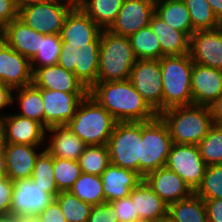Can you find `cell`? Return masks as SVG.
I'll return each instance as SVG.
<instances>
[{"label":"cell","mask_w":222,"mask_h":222,"mask_svg":"<svg viewBox=\"0 0 222 222\" xmlns=\"http://www.w3.org/2000/svg\"><path fill=\"white\" fill-rule=\"evenodd\" d=\"M88 94L117 122H148L158 116L129 80L97 81Z\"/></svg>","instance_id":"6da1fadb"},{"label":"cell","mask_w":222,"mask_h":222,"mask_svg":"<svg viewBox=\"0 0 222 222\" xmlns=\"http://www.w3.org/2000/svg\"><path fill=\"white\" fill-rule=\"evenodd\" d=\"M158 116L167 125L175 144L198 145L214 125L208 106L192 104L173 107Z\"/></svg>","instance_id":"7a4b0ae2"},{"label":"cell","mask_w":222,"mask_h":222,"mask_svg":"<svg viewBox=\"0 0 222 222\" xmlns=\"http://www.w3.org/2000/svg\"><path fill=\"white\" fill-rule=\"evenodd\" d=\"M117 121L87 94L67 126L86 145H107Z\"/></svg>","instance_id":"3957f363"},{"label":"cell","mask_w":222,"mask_h":222,"mask_svg":"<svg viewBox=\"0 0 222 222\" xmlns=\"http://www.w3.org/2000/svg\"><path fill=\"white\" fill-rule=\"evenodd\" d=\"M136 60L128 37L102 29L97 81L129 80Z\"/></svg>","instance_id":"277c9868"},{"label":"cell","mask_w":222,"mask_h":222,"mask_svg":"<svg viewBox=\"0 0 222 222\" xmlns=\"http://www.w3.org/2000/svg\"><path fill=\"white\" fill-rule=\"evenodd\" d=\"M190 54L164 56L160 59L163 85V111L193 104Z\"/></svg>","instance_id":"5b68a950"},{"label":"cell","mask_w":222,"mask_h":222,"mask_svg":"<svg viewBox=\"0 0 222 222\" xmlns=\"http://www.w3.org/2000/svg\"><path fill=\"white\" fill-rule=\"evenodd\" d=\"M100 42H62L57 64L72 71L89 91L97 82Z\"/></svg>","instance_id":"8992f818"},{"label":"cell","mask_w":222,"mask_h":222,"mask_svg":"<svg viewBox=\"0 0 222 222\" xmlns=\"http://www.w3.org/2000/svg\"><path fill=\"white\" fill-rule=\"evenodd\" d=\"M172 145L168 127L159 116L142 122L139 174L144 178L149 172L164 167Z\"/></svg>","instance_id":"52a82bcc"},{"label":"cell","mask_w":222,"mask_h":222,"mask_svg":"<svg viewBox=\"0 0 222 222\" xmlns=\"http://www.w3.org/2000/svg\"><path fill=\"white\" fill-rule=\"evenodd\" d=\"M142 122H117L107 147L110 162L139 173Z\"/></svg>","instance_id":"ba28073f"},{"label":"cell","mask_w":222,"mask_h":222,"mask_svg":"<svg viewBox=\"0 0 222 222\" xmlns=\"http://www.w3.org/2000/svg\"><path fill=\"white\" fill-rule=\"evenodd\" d=\"M75 6L68 0H53L19 9L18 18L44 35L60 34L69 11Z\"/></svg>","instance_id":"9c48e42d"},{"label":"cell","mask_w":222,"mask_h":222,"mask_svg":"<svg viewBox=\"0 0 222 222\" xmlns=\"http://www.w3.org/2000/svg\"><path fill=\"white\" fill-rule=\"evenodd\" d=\"M129 81L157 113L163 111L162 72L159 59H137Z\"/></svg>","instance_id":"30bf717a"},{"label":"cell","mask_w":222,"mask_h":222,"mask_svg":"<svg viewBox=\"0 0 222 222\" xmlns=\"http://www.w3.org/2000/svg\"><path fill=\"white\" fill-rule=\"evenodd\" d=\"M165 166L178 174L193 192L201 185L207 167L198 145L175 143L171 147Z\"/></svg>","instance_id":"8fae6325"},{"label":"cell","mask_w":222,"mask_h":222,"mask_svg":"<svg viewBox=\"0 0 222 222\" xmlns=\"http://www.w3.org/2000/svg\"><path fill=\"white\" fill-rule=\"evenodd\" d=\"M53 200L30 178L16 180L9 214L16 218L38 216Z\"/></svg>","instance_id":"7c38bea8"},{"label":"cell","mask_w":222,"mask_h":222,"mask_svg":"<svg viewBox=\"0 0 222 222\" xmlns=\"http://www.w3.org/2000/svg\"><path fill=\"white\" fill-rule=\"evenodd\" d=\"M88 93H66L41 89L44 107V127L67 125Z\"/></svg>","instance_id":"4fadbf2b"},{"label":"cell","mask_w":222,"mask_h":222,"mask_svg":"<svg viewBox=\"0 0 222 222\" xmlns=\"http://www.w3.org/2000/svg\"><path fill=\"white\" fill-rule=\"evenodd\" d=\"M189 54L194 63L222 70V26L194 31Z\"/></svg>","instance_id":"5bb4252c"},{"label":"cell","mask_w":222,"mask_h":222,"mask_svg":"<svg viewBox=\"0 0 222 222\" xmlns=\"http://www.w3.org/2000/svg\"><path fill=\"white\" fill-rule=\"evenodd\" d=\"M155 4L149 0H124L116 21L109 28L112 32L129 37L150 24Z\"/></svg>","instance_id":"9a60e30c"},{"label":"cell","mask_w":222,"mask_h":222,"mask_svg":"<svg viewBox=\"0 0 222 222\" xmlns=\"http://www.w3.org/2000/svg\"><path fill=\"white\" fill-rule=\"evenodd\" d=\"M191 92L194 105L210 107L222 95V70L193 63Z\"/></svg>","instance_id":"2e32d148"},{"label":"cell","mask_w":222,"mask_h":222,"mask_svg":"<svg viewBox=\"0 0 222 222\" xmlns=\"http://www.w3.org/2000/svg\"><path fill=\"white\" fill-rule=\"evenodd\" d=\"M0 82L13 89L33 83L30 60L0 39Z\"/></svg>","instance_id":"e0dca14e"},{"label":"cell","mask_w":222,"mask_h":222,"mask_svg":"<svg viewBox=\"0 0 222 222\" xmlns=\"http://www.w3.org/2000/svg\"><path fill=\"white\" fill-rule=\"evenodd\" d=\"M5 143L45 145L46 128L39 122L11 110L3 119Z\"/></svg>","instance_id":"ac0fdd59"},{"label":"cell","mask_w":222,"mask_h":222,"mask_svg":"<svg viewBox=\"0 0 222 222\" xmlns=\"http://www.w3.org/2000/svg\"><path fill=\"white\" fill-rule=\"evenodd\" d=\"M144 180L168 205L189 198L194 193L178 174L166 166L149 172Z\"/></svg>","instance_id":"d6986e66"},{"label":"cell","mask_w":222,"mask_h":222,"mask_svg":"<svg viewBox=\"0 0 222 222\" xmlns=\"http://www.w3.org/2000/svg\"><path fill=\"white\" fill-rule=\"evenodd\" d=\"M44 149L45 145L5 143L3 151L6 157L7 177L13 182L31 178L37 156Z\"/></svg>","instance_id":"ffe728a7"},{"label":"cell","mask_w":222,"mask_h":222,"mask_svg":"<svg viewBox=\"0 0 222 222\" xmlns=\"http://www.w3.org/2000/svg\"><path fill=\"white\" fill-rule=\"evenodd\" d=\"M33 84L40 89L66 93H88L75 74L65 70L59 64L37 68L33 72Z\"/></svg>","instance_id":"44dd1931"},{"label":"cell","mask_w":222,"mask_h":222,"mask_svg":"<svg viewBox=\"0 0 222 222\" xmlns=\"http://www.w3.org/2000/svg\"><path fill=\"white\" fill-rule=\"evenodd\" d=\"M86 146L67 125L53 126L46 130L45 150L52 157L77 161Z\"/></svg>","instance_id":"7402d4cb"},{"label":"cell","mask_w":222,"mask_h":222,"mask_svg":"<svg viewBox=\"0 0 222 222\" xmlns=\"http://www.w3.org/2000/svg\"><path fill=\"white\" fill-rule=\"evenodd\" d=\"M102 29L75 5L65 18L61 29L62 42H100Z\"/></svg>","instance_id":"603a6c76"},{"label":"cell","mask_w":222,"mask_h":222,"mask_svg":"<svg viewBox=\"0 0 222 222\" xmlns=\"http://www.w3.org/2000/svg\"><path fill=\"white\" fill-rule=\"evenodd\" d=\"M144 178L137 172L109 164L101 174L106 202L128 197Z\"/></svg>","instance_id":"cb8c5ba5"},{"label":"cell","mask_w":222,"mask_h":222,"mask_svg":"<svg viewBox=\"0 0 222 222\" xmlns=\"http://www.w3.org/2000/svg\"><path fill=\"white\" fill-rule=\"evenodd\" d=\"M1 39L13 50L31 60L41 45V33L27 26L19 18L1 31Z\"/></svg>","instance_id":"d4e9b609"},{"label":"cell","mask_w":222,"mask_h":222,"mask_svg":"<svg viewBox=\"0 0 222 222\" xmlns=\"http://www.w3.org/2000/svg\"><path fill=\"white\" fill-rule=\"evenodd\" d=\"M140 219L163 220L168 217V204L165 203L143 179L129 195Z\"/></svg>","instance_id":"484cf974"},{"label":"cell","mask_w":222,"mask_h":222,"mask_svg":"<svg viewBox=\"0 0 222 222\" xmlns=\"http://www.w3.org/2000/svg\"><path fill=\"white\" fill-rule=\"evenodd\" d=\"M149 25L160 43L163 57L189 54L190 37L185 32L173 29L155 13Z\"/></svg>","instance_id":"4316f807"},{"label":"cell","mask_w":222,"mask_h":222,"mask_svg":"<svg viewBox=\"0 0 222 222\" xmlns=\"http://www.w3.org/2000/svg\"><path fill=\"white\" fill-rule=\"evenodd\" d=\"M12 108L14 113L35 120L44 126L41 89L37 88L33 83L13 90Z\"/></svg>","instance_id":"83f0119b"},{"label":"cell","mask_w":222,"mask_h":222,"mask_svg":"<svg viewBox=\"0 0 222 222\" xmlns=\"http://www.w3.org/2000/svg\"><path fill=\"white\" fill-rule=\"evenodd\" d=\"M155 14L173 29L185 32L189 37L195 31L183 0H162L155 4Z\"/></svg>","instance_id":"f1b7e54d"},{"label":"cell","mask_w":222,"mask_h":222,"mask_svg":"<svg viewBox=\"0 0 222 222\" xmlns=\"http://www.w3.org/2000/svg\"><path fill=\"white\" fill-rule=\"evenodd\" d=\"M167 218L172 222H208L205 202L193 193L189 198L170 203Z\"/></svg>","instance_id":"f546056e"},{"label":"cell","mask_w":222,"mask_h":222,"mask_svg":"<svg viewBox=\"0 0 222 222\" xmlns=\"http://www.w3.org/2000/svg\"><path fill=\"white\" fill-rule=\"evenodd\" d=\"M124 0H83L78 6L101 28L109 29L116 21Z\"/></svg>","instance_id":"4dcf8cb0"},{"label":"cell","mask_w":222,"mask_h":222,"mask_svg":"<svg viewBox=\"0 0 222 222\" xmlns=\"http://www.w3.org/2000/svg\"><path fill=\"white\" fill-rule=\"evenodd\" d=\"M136 59H161L163 53L160 43L149 26L141 28L129 37Z\"/></svg>","instance_id":"1f68e13d"},{"label":"cell","mask_w":222,"mask_h":222,"mask_svg":"<svg viewBox=\"0 0 222 222\" xmlns=\"http://www.w3.org/2000/svg\"><path fill=\"white\" fill-rule=\"evenodd\" d=\"M69 191L83 202L91 205H100L106 202L99 175L82 172Z\"/></svg>","instance_id":"d6a6232c"},{"label":"cell","mask_w":222,"mask_h":222,"mask_svg":"<svg viewBox=\"0 0 222 222\" xmlns=\"http://www.w3.org/2000/svg\"><path fill=\"white\" fill-rule=\"evenodd\" d=\"M30 179L53 198L59 194L53 173V157L45 149L37 156Z\"/></svg>","instance_id":"836d02e7"},{"label":"cell","mask_w":222,"mask_h":222,"mask_svg":"<svg viewBox=\"0 0 222 222\" xmlns=\"http://www.w3.org/2000/svg\"><path fill=\"white\" fill-rule=\"evenodd\" d=\"M77 161L83 173L99 176L111 163L107 145H87Z\"/></svg>","instance_id":"e575fe53"},{"label":"cell","mask_w":222,"mask_h":222,"mask_svg":"<svg viewBox=\"0 0 222 222\" xmlns=\"http://www.w3.org/2000/svg\"><path fill=\"white\" fill-rule=\"evenodd\" d=\"M62 46L60 34H41V45L35 56L30 60L32 72L39 67L56 65Z\"/></svg>","instance_id":"d590c367"},{"label":"cell","mask_w":222,"mask_h":222,"mask_svg":"<svg viewBox=\"0 0 222 222\" xmlns=\"http://www.w3.org/2000/svg\"><path fill=\"white\" fill-rule=\"evenodd\" d=\"M188 8L193 29L206 30L215 29L222 25V22L214 14L207 0H183Z\"/></svg>","instance_id":"8d00e7d4"},{"label":"cell","mask_w":222,"mask_h":222,"mask_svg":"<svg viewBox=\"0 0 222 222\" xmlns=\"http://www.w3.org/2000/svg\"><path fill=\"white\" fill-rule=\"evenodd\" d=\"M67 222H88L91 204L83 202L70 191H60L54 198Z\"/></svg>","instance_id":"74e56055"},{"label":"cell","mask_w":222,"mask_h":222,"mask_svg":"<svg viewBox=\"0 0 222 222\" xmlns=\"http://www.w3.org/2000/svg\"><path fill=\"white\" fill-rule=\"evenodd\" d=\"M198 148L207 166L222 163V125L214 124L198 143Z\"/></svg>","instance_id":"f35d334b"},{"label":"cell","mask_w":222,"mask_h":222,"mask_svg":"<svg viewBox=\"0 0 222 222\" xmlns=\"http://www.w3.org/2000/svg\"><path fill=\"white\" fill-rule=\"evenodd\" d=\"M53 173L59 191H69L82 171L78 161L53 157Z\"/></svg>","instance_id":"ab89813d"},{"label":"cell","mask_w":222,"mask_h":222,"mask_svg":"<svg viewBox=\"0 0 222 222\" xmlns=\"http://www.w3.org/2000/svg\"><path fill=\"white\" fill-rule=\"evenodd\" d=\"M194 193L203 200L222 198V163L206 167L201 185Z\"/></svg>","instance_id":"60d3db41"},{"label":"cell","mask_w":222,"mask_h":222,"mask_svg":"<svg viewBox=\"0 0 222 222\" xmlns=\"http://www.w3.org/2000/svg\"><path fill=\"white\" fill-rule=\"evenodd\" d=\"M109 203L117 213L118 222H134L140 219L138 213H135V206L130 196Z\"/></svg>","instance_id":"b9f144b4"},{"label":"cell","mask_w":222,"mask_h":222,"mask_svg":"<svg viewBox=\"0 0 222 222\" xmlns=\"http://www.w3.org/2000/svg\"><path fill=\"white\" fill-rule=\"evenodd\" d=\"M88 222H118L117 213L109 202L92 205Z\"/></svg>","instance_id":"7bdbcfd3"},{"label":"cell","mask_w":222,"mask_h":222,"mask_svg":"<svg viewBox=\"0 0 222 222\" xmlns=\"http://www.w3.org/2000/svg\"><path fill=\"white\" fill-rule=\"evenodd\" d=\"M14 182L9 177L0 178V215L10 213Z\"/></svg>","instance_id":"ee69618b"},{"label":"cell","mask_w":222,"mask_h":222,"mask_svg":"<svg viewBox=\"0 0 222 222\" xmlns=\"http://www.w3.org/2000/svg\"><path fill=\"white\" fill-rule=\"evenodd\" d=\"M18 12L14 0H0V31L11 21L18 18Z\"/></svg>","instance_id":"f6af8a7d"},{"label":"cell","mask_w":222,"mask_h":222,"mask_svg":"<svg viewBox=\"0 0 222 222\" xmlns=\"http://www.w3.org/2000/svg\"><path fill=\"white\" fill-rule=\"evenodd\" d=\"M37 217L42 222H67L55 199Z\"/></svg>","instance_id":"bcb514c9"},{"label":"cell","mask_w":222,"mask_h":222,"mask_svg":"<svg viewBox=\"0 0 222 222\" xmlns=\"http://www.w3.org/2000/svg\"><path fill=\"white\" fill-rule=\"evenodd\" d=\"M13 90L12 87L0 82V118L2 119L13 109Z\"/></svg>","instance_id":"7dc6e473"},{"label":"cell","mask_w":222,"mask_h":222,"mask_svg":"<svg viewBox=\"0 0 222 222\" xmlns=\"http://www.w3.org/2000/svg\"><path fill=\"white\" fill-rule=\"evenodd\" d=\"M208 222H222V198L204 200Z\"/></svg>","instance_id":"c3c4849f"},{"label":"cell","mask_w":222,"mask_h":222,"mask_svg":"<svg viewBox=\"0 0 222 222\" xmlns=\"http://www.w3.org/2000/svg\"><path fill=\"white\" fill-rule=\"evenodd\" d=\"M209 108L214 124L222 125V95Z\"/></svg>","instance_id":"681fc988"},{"label":"cell","mask_w":222,"mask_h":222,"mask_svg":"<svg viewBox=\"0 0 222 222\" xmlns=\"http://www.w3.org/2000/svg\"><path fill=\"white\" fill-rule=\"evenodd\" d=\"M214 14L222 22V0H207Z\"/></svg>","instance_id":"f907efd6"},{"label":"cell","mask_w":222,"mask_h":222,"mask_svg":"<svg viewBox=\"0 0 222 222\" xmlns=\"http://www.w3.org/2000/svg\"><path fill=\"white\" fill-rule=\"evenodd\" d=\"M15 4L18 8V10L20 8H23L25 6H30V5H34V4H41V3H45V2H49V1H53V0H14Z\"/></svg>","instance_id":"816d5d0a"},{"label":"cell","mask_w":222,"mask_h":222,"mask_svg":"<svg viewBox=\"0 0 222 222\" xmlns=\"http://www.w3.org/2000/svg\"><path fill=\"white\" fill-rule=\"evenodd\" d=\"M7 177L6 157L3 150H0V178Z\"/></svg>","instance_id":"f5cc1de1"},{"label":"cell","mask_w":222,"mask_h":222,"mask_svg":"<svg viewBox=\"0 0 222 222\" xmlns=\"http://www.w3.org/2000/svg\"><path fill=\"white\" fill-rule=\"evenodd\" d=\"M5 146V128L2 118H0V150Z\"/></svg>","instance_id":"db71d44e"},{"label":"cell","mask_w":222,"mask_h":222,"mask_svg":"<svg viewBox=\"0 0 222 222\" xmlns=\"http://www.w3.org/2000/svg\"><path fill=\"white\" fill-rule=\"evenodd\" d=\"M0 222H20V218H16L10 214L0 215Z\"/></svg>","instance_id":"11a10c76"},{"label":"cell","mask_w":222,"mask_h":222,"mask_svg":"<svg viewBox=\"0 0 222 222\" xmlns=\"http://www.w3.org/2000/svg\"><path fill=\"white\" fill-rule=\"evenodd\" d=\"M20 222H42L37 216H28L20 218Z\"/></svg>","instance_id":"9f6ffc18"},{"label":"cell","mask_w":222,"mask_h":222,"mask_svg":"<svg viewBox=\"0 0 222 222\" xmlns=\"http://www.w3.org/2000/svg\"><path fill=\"white\" fill-rule=\"evenodd\" d=\"M134 222H161V220H146V219H139V220H135Z\"/></svg>","instance_id":"6f0895ef"},{"label":"cell","mask_w":222,"mask_h":222,"mask_svg":"<svg viewBox=\"0 0 222 222\" xmlns=\"http://www.w3.org/2000/svg\"><path fill=\"white\" fill-rule=\"evenodd\" d=\"M72 3H74L75 5H78L80 2H82L83 0H68Z\"/></svg>","instance_id":"680465c9"},{"label":"cell","mask_w":222,"mask_h":222,"mask_svg":"<svg viewBox=\"0 0 222 222\" xmlns=\"http://www.w3.org/2000/svg\"><path fill=\"white\" fill-rule=\"evenodd\" d=\"M149 1H151V2L154 3V4H156V3H158V2H161L162 0H149Z\"/></svg>","instance_id":"91938a15"},{"label":"cell","mask_w":222,"mask_h":222,"mask_svg":"<svg viewBox=\"0 0 222 222\" xmlns=\"http://www.w3.org/2000/svg\"><path fill=\"white\" fill-rule=\"evenodd\" d=\"M161 222H172V221L168 218H165V219L161 220Z\"/></svg>","instance_id":"94428289"}]
</instances>
